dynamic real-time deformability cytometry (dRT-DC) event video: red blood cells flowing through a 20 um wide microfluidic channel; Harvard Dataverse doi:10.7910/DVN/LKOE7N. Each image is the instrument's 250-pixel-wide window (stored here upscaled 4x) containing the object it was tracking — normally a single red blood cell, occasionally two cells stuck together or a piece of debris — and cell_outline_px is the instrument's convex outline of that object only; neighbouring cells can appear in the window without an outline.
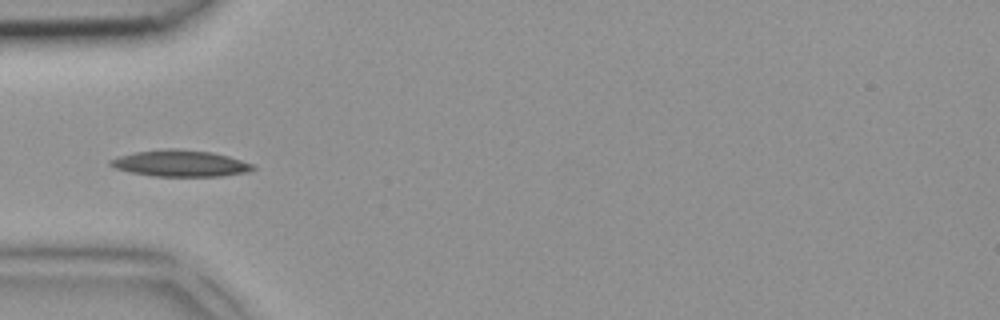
{"species": "common noctule bat (a hibernating species)", "species_latin": "Nyctalus noctula", "temperature_condition": "room temperature", "stored_images_in_passage": 3, "camera_frame_rate_fps": 3000, "um_per_image_px": 0.085, "animal": {"sex": "female", "body_mass_g": 18.4}, "frame": {"image": 1, "passage_image": 3, "time_ms": 0.667, "image_size_px": [1000, 320], "cell_outline_px": [[256, 168], [248, 172], [224, 176], [152, 176], [128, 172], [116, 168], [108, 164], [108, 160], [120, 156], [136, 152], [168, 148], [176, 148], [212, 152], [228, 156], [252, 164]], "centroid_in_image_um": [15.32, 13.89], "position_along_channel_um": 69.7, "area_um2": 21.96}}